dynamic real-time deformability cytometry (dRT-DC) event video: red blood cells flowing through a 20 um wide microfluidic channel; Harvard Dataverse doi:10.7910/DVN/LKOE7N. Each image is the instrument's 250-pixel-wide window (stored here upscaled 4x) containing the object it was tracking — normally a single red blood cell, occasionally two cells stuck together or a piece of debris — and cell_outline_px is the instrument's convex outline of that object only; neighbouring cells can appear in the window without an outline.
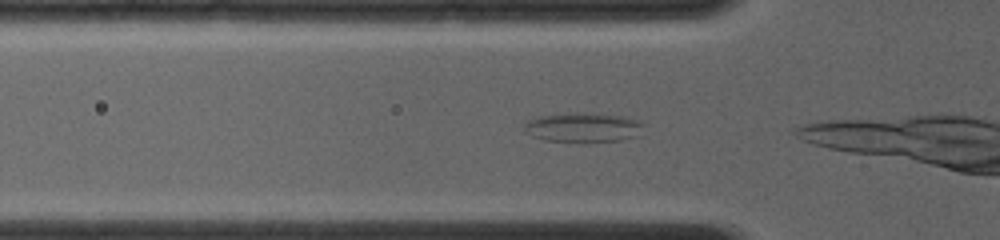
{"species": "common noctule bat (a hibernating species)", "species_latin": "Nyctalus noctula", "temperature_condition": "room temperature", "stored_images_in_passage": 6, "camera_frame_rate_fps": 4000, "um_per_image_px": 0.085, "animal": {"sex": "female", "body_mass_g": 19.0, "forearm_length_mm": 56.7}, "frame": {"image": 1, "passage_image": 3, "time_ms": 0.5, "image_size_px": [1000, 240], "cell_outline_px": [[644, 124], [636, 136], [620, 140], [576, 144], [544, 140], [532, 136], [524, 132], [524, 124], [528, 120], [536, 116], [576, 112], [584, 112], [624, 116], [640, 120]], "centroid_in_image_um": [49.52, 10.85], "position_along_channel_um": 76.3, "area_um2": 21.27}}